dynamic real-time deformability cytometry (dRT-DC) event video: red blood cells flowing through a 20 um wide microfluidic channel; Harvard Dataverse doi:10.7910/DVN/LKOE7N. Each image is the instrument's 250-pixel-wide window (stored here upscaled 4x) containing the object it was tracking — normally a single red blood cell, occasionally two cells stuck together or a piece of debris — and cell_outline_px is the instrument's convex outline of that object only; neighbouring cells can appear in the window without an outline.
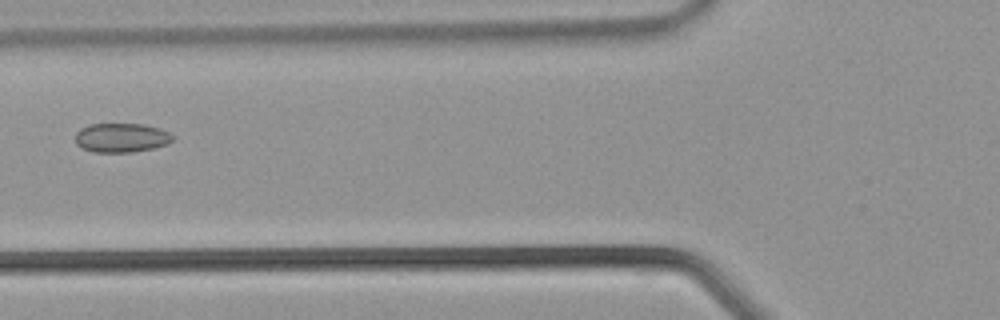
{"species": "common noctule bat (a hibernating species)", "species_latin": "Nyctalus noctula", "temperature_condition": "warm", "stored_images_in_passage": 32, "camera_frame_rate_fps": 3000, "um_per_image_px": 0.085, "animal": {"sex": "male", "body_mass_g": 21.5, "forearm_length_mm": 52.0}, "frame": {"image": 1, "passage_image": 10, "time_ms": 3.0, "image_size_px": [1000, 320], "cell_outline_px": [[172, 140], [168, 144], [152, 148], [132, 152], [92, 152], [80, 148], [76, 144], [76, 132], [80, 128], [88, 124], [144, 124], [160, 128], [168, 132], [172, 136]], "centroid_in_image_um": [10.28, 11.7], "position_along_channel_um": 115.5, "area_um2": 16.65}}
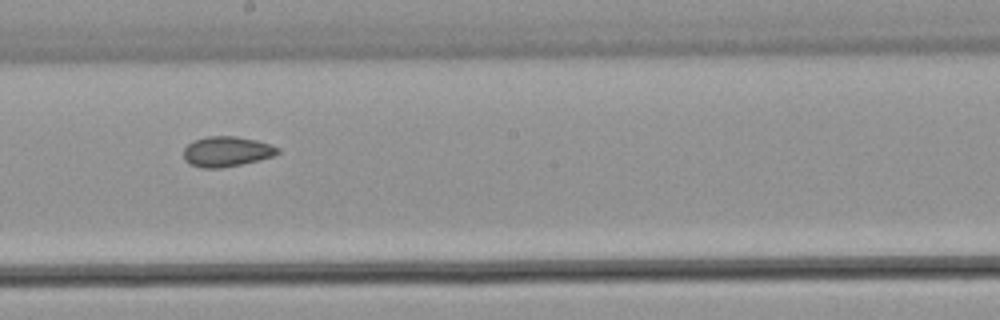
{"frame": {"image": 2, "passage_image": 16, "time_ms": 5.0, "image_size_px": [1000, 320], "cell_outline_px": [[280, 152], [272, 156], [240, 164], [220, 168], [204, 168], [188, 164], [184, 160], [184, 148], [188, 144], [196, 140], [208, 136], [236, 136], [256, 140], [272, 144], [280, 148]], "centroid_in_image_um": [19.26, 12.87], "position_along_channel_um": 228.9, "area_um2": 16.47}}
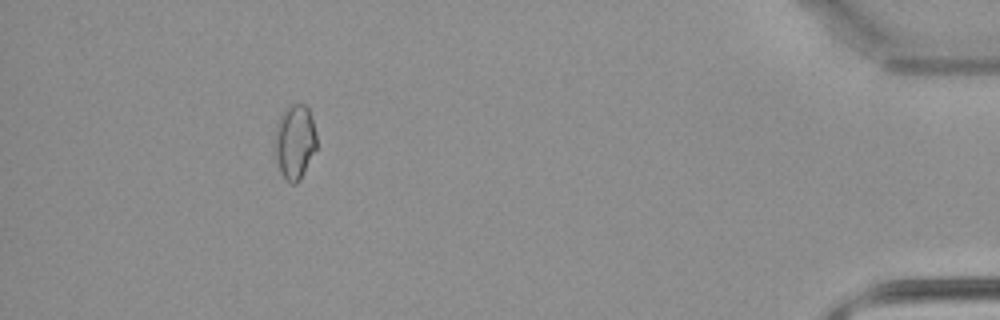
{"frame": {"image": 3, "passage_image": 29, "time_ms": 9.333, "image_size_px": [1000, 320], "cell_outline_px": [[316, 148], [300, 180], [296, 184], [292, 184], [280, 172], [276, 160], [276, 124], [284, 108], [288, 104], [304, 104], [308, 108], [316, 132]], "centroid_in_image_um": [25.06, 12.02], "position_along_channel_um": 410.1, "area_um2": 17.98}}